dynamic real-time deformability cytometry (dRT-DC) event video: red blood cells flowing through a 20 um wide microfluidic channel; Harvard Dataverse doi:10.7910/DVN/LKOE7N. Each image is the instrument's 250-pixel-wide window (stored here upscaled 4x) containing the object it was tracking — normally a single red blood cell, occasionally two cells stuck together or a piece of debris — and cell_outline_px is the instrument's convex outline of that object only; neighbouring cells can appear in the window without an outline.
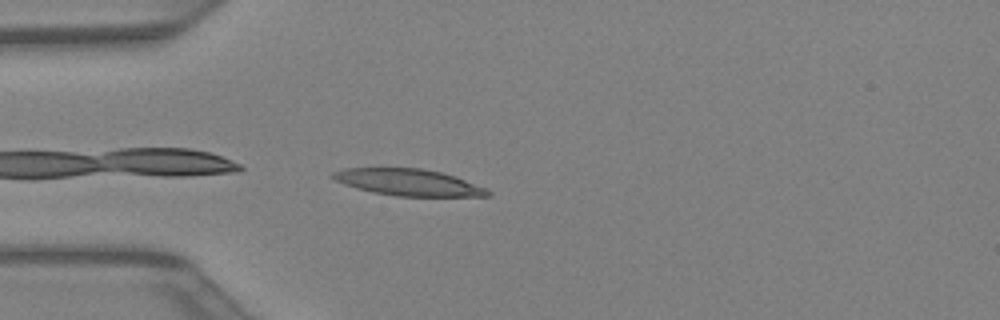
{"species": "Egyptian fruit bat (a non-hibernating species)", "species_latin": "Rousettus aegyptiacus", "temperature_condition": "warm", "stored_images_in_passage": 31, "camera_frame_rate_fps": 3000, "um_per_image_px": 0.085, "animal": {"sex": "female"}, "frame": {"image": 1, "passage_image": 1, "time_ms": 0.0, "image_size_px": [1000, 320], "cell_outline_px": [[492, 196], [396, 196], [372, 192], [356, 188], [344, 184], [328, 176], [332, 172], [344, 168], [420, 168], [440, 172], [464, 180], [484, 188], [492, 192]], "centroid_in_image_um": [34.65, 15.5], "position_along_channel_um": 50.4, "area_um2": 23.81}}
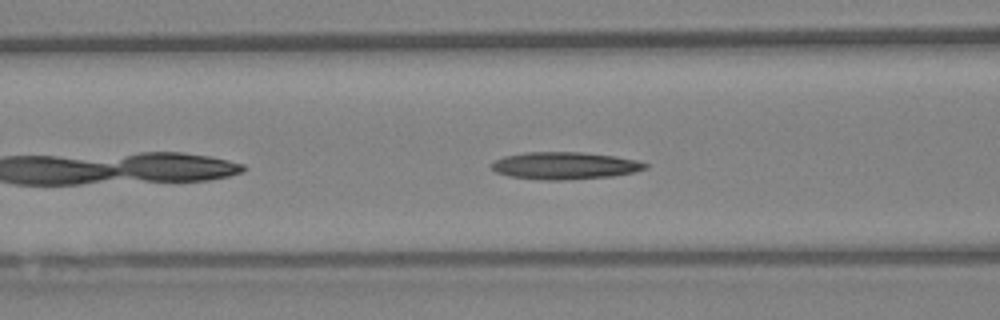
{"frame": {"image": 2, "passage_image": 6, "time_ms": 1.667, "image_size_px": [1000, 320], "cell_outline_px": [[648, 168], [632, 172], [612, 176], [560, 180], [540, 180], [508, 176], [496, 172], [492, 168], [492, 164], [496, 160], [504, 156], [528, 152], [580, 152], [616, 156], [636, 160], [648, 164]], "centroid_in_image_um": [48.0, 14.08], "position_along_channel_um": 118.6, "area_um2": 24.28}}
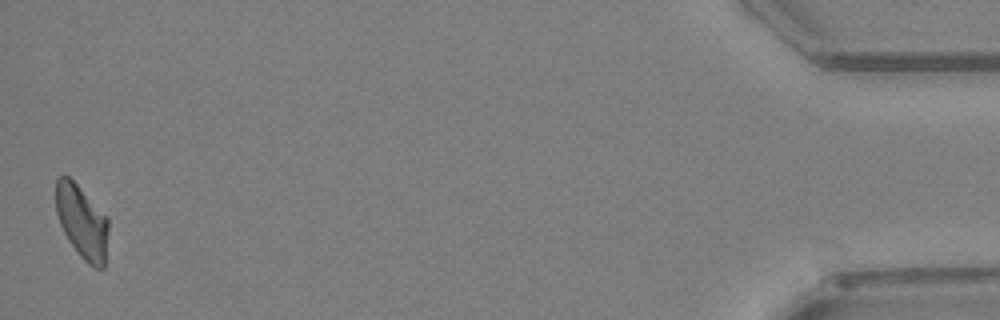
{"frame": {"image": 3, "passage_image": 31, "time_ms": 10.0, "image_size_px": [1000, 320], "cell_outline_px": [[108, 228], [104, 268], [96, 268], [88, 264], [80, 256], [68, 240], [60, 224], [56, 212], [56, 176], [68, 176], [76, 184], [108, 220]], "centroid_in_image_um": [6.94, 18.88], "position_along_channel_um": 428.3, "area_um2": 21.91}}